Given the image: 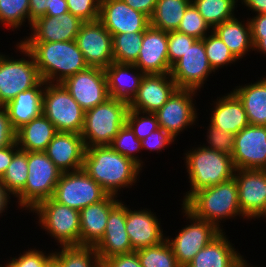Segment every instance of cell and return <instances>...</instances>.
Segmentation results:
<instances>
[{"instance_id":"obj_43","label":"cell","mask_w":266,"mask_h":267,"mask_svg":"<svg viewBox=\"0 0 266 267\" xmlns=\"http://www.w3.org/2000/svg\"><path fill=\"white\" fill-rule=\"evenodd\" d=\"M140 111L129 109L126 116V124L132 129L137 138L141 141L151 132L159 128L158 120L154 113H147V116L139 118Z\"/></svg>"},{"instance_id":"obj_27","label":"cell","mask_w":266,"mask_h":267,"mask_svg":"<svg viewBox=\"0 0 266 267\" xmlns=\"http://www.w3.org/2000/svg\"><path fill=\"white\" fill-rule=\"evenodd\" d=\"M132 69H135L136 71L139 70L134 64L117 62H113L110 66L104 69L108 92L111 98L120 99L130 103L136 96L141 80L145 74L141 71L138 74H130Z\"/></svg>"},{"instance_id":"obj_61","label":"cell","mask_w":266,"mask_h":267,"mask_svg":"<svg viewBox=\"0 0 266 267\" xmlns=\"http://www.w3.org/2000/svg\"><path fill=\"white\" fill-rule=\"evenodd\" d=\"M6 267H15L11 262H9Z\"/></svg>"},{"instance_id":"obj_6","label":"cell","mask_w":266,"mask_h":267,"mask_svg":"<svg viewBox=\"0 0 266 267\" xmlns=\"http://www.w3.org/2000/svg\"><path fill=\"white\" fill-rule=\"evenodd\" d=\"M27 163L26 185L17 197L20 206L32 210L41 201L53 197L62 171L45 152H27Z\"/></svg>"},{"instance_id":"obj_28","label":"cell","mask_w":266,"mask_h":267,"mask_svg":"<svg viewBox=\"0 0 266 267\" xmlns=\"http://www.w3.org/2000/svg\"><path fill=\"white\" fill-rule=\"evenodd\" d=\"M44 84L48 85L42 80L37 86L19 93L5 105L11 125L15 131L42 113L44 90L41 87Z\"/></svg>"},{"instance_id":"obj_10","label":"cell","mask_w":266,"mask_h":267,"mask_svg":"<svg viewBox=\"0 0 266 267\" xmlns=\"http://www.w3.org/2000/svg\"><path fill=\"white\" fill-rule=\"evenodd\" d=\"M18 48L32 61L7 59L0 54V105H6L16 95L37 86L42 81L31 53L21 43Z\"/></svg>"},{"instance_id":"obj_53","label":"cell","mask_w":266,"mask_h":267,"mask_svg":"<svg viewBox=\"0 0 266 267\" xmlns=\"http://www.w3.org/2000/svg\"><path fill=\"white\" fill-rule=\"evenodd\" d=\"M18 147L19 146L15 142L12 145H9V146H6L0 149V179L2 178L8 166L12 162L14 154L19 150Z\"/></svg>"},{"instance_id":"obj_12","label":"cell","mask_w":266,"mask_h":267,"mask_svg":"<svg viewBox=\"0 0 266 267\" xmlns=\"http://www.w3.org/2000/svg\"><path fill=\"white\" fill-rule=\"evenodd\" d=\"M75 41L89 67L105 69L114 62L112 35L99 20L83 22Z\"/></svg>"},{"instance_id":"obj_22","label":"cell","mask_w":266,"mask_h":267,"mask_svg":"<svg viewBox=\"0 0 266 267\" xmlns=\"http://www.w3.org/2000/svg\"><path fill=\"white\" fill-rule=\"evenodd\" d=\"M44 152L62 172L77 171L83 168L86 146L80 134L57 132Z\"/></svg>"},{"instance_id":"obj_16","label":"cell","mask_w":266,"mask_h":267,"mask_svg":"<svg viewBox=\"0 0 266 267\" xmlns=\"http://www.w3.org/2000/svg\"><path fill=\"white\" fill-rule=\"evenodd\" d=\"M99 21L111 35L144 32L150 26L145 14L123 0H101Z\"/></svg>"},{"instance_id":"obj_46","label":"cell","mask_w":266,"mask_h":267,"mask_svg":"<svg viewBox=\"0 0 266 267\" xmlns=\"http://www.w3.org/2000/svg\"><path fill=\"white\" fill-rule=\"evenodd\" d=\"M208 131L209 135L207 137L210 147L207 146L206 148L231 156L234 149L235 135L218 129L211 124Z\"/></svg>"},{"instance_id":"obj_7","label":"cell","mask_w":266,"mask_h":267,"mask_svg":"<svg viewBox=\"0 0 266 267\" xmlns=\"http://www.w3.org/2000/svg\"><path fill=\"white\" fill-rule=\"evenodd\" d=\"M43 91L42 113L53 123L57 132L80 134L85 111L62 83L50 84Z\"/></svg>"},{"instance_id":"obj_57","label":"cell","mask_w":266,"mask_h":267,"mask_svg":"<svg viewBox=\"0 0 266 267\" xmlns=\"http://www.w3.org/2000/svg\"><path fill=\"white\" fill-rule=\"evenodd\" d=\"M8 196H9V194L6 191L5 187L3 186V184L0 180V214L7 207V202H9Z\"/></svg>"},{"instance_id":"obj_14","label":"cell","mask_w":266,"mask_h":267,"mask_svg":"<svg viewBox=\"0 0 266 267\" xmlns=\"http://www.w3.org/2000/svg\"><path fill=\"white\" fill-rule=\"evenodd\" d=\"M231 157L236 170H266V126L250 124L237 133Z\"/></svg>"},{"instance_id":"obj_32","label":"cell","mask_w":266,"mask_h":267,"mask_svg":"<svg viewBox=\"0 0 266 267\" xmlns=\"http://www.w3.org/2000/svg\"><path fill=\"white\" fill-rule=\"evenodd\" d=\"M245 26L233 17L212 29L237 59L243 57L248 49H253L249 21Z\"/></svg>"},{"instance_id":"obj_37","label":"cell","mask_w":266,"mask_h":267,"mask_svg":"<svg viewBox=\"0 0 266 267\" xmlns=\"http://www.w3.org/2000/svg\"><path fill=\"white\" fill-rule=\"evenodd\" d=\"M27 177V152L19 149L0 180L9 194L12 193L17 196L24 189Z\"/></svg>"},{"instance_id":"obj_39","label":"cell","mask_w":266,"mask_h":267,"mask_svg":"<svg viewBox=\"0 0 266 267\" xmlns=\"http://www.w3.org/2000/svg\"><path fill=\"white\" fill-rule=\"evenodd\" d=\"M204 48L208 62L213 69H218L221 65H227L237 60L224 42L212 31L211 35L203 39Z\"/></svg>"},{"instance_id":"obj_18","label":"cell","mask_w":266,"mask_h":267,"mask_svg":"<svg viewBox=\"0 0 266 267\" xmlns=\"http://www.w3.org/2000/svg\"><path fill=\"white\" fill-rule=\"evenodd\" d=\"M177 89L170 73L145 74L136 96L129 103V109L140 111L143 114L155 113Z\"/></svg>"},{"instance_id":"obj_52","label":"cell","mask_w":266,"mask_h":267,"mask_svg":"<svg viewBox=\"0 0 266 267\" xmlns=\"http://www.w3.org/2000/svg\"><path fill=\"white\" fill-rule=\"evenodd\" d=\"M129 7L145 14L149 19L152 16L157 0H123Z\"/></svg>"},{"instance_id":"obj_11","label":"cell","mask_w":266,"mask_h":267,"mask_svg":"<svg viewBox=\"0 0 266 267\" xmlns=\"http://www.w3.org/2000/svg\"><path fill=\"white\" fill-rule=\"evenodd\" d=\"M183 209L193 223L184 227L172 241L166 238L181 267H185L201 249L222 232V229L214 224L194 216L184 205Z\"/></svg>"},{"instance_id":"obj_40","label":"cell","mask_w":266,"mask_h":267,"mask_svg":"<svg viewBox=\"0 0 266 267\" xmlns=\"http://www.w3.org/2000/svg\"><path fill=\"white\" fill-rule=\"evenodd\" d=\"M30 0H0V21L12 28L19 27L27 18L29 21Z\"/></svg>"},{"instance_id":"obj_23","label":"cell","mask_w":266,"mask_h":267,"mask_svg":"<svg viewBox=\"0 0 266 267\" xmlns=\"http://www.w3.org/2000/svg\"><path fill=\"white\" fill-rule=\"evenodd\" d=\"M82 21L70 12L43 16L31 24L34 34L22 42H65L76 40Z\"/></svg>"},{"instance_id":"obj_29","label":"cell","mask_w":266,"mask_h":267,"mask_svg":"<svg viewBox=\"0 0 266 267\" xmlns=\"http://www.w3.org/2000/svg\"><path fill=\"white\" fill-rule=\"evenodd\" d=\"M56 133L53 123L41 113L16 131V143L26 152H44Z\"/></svg>"},{"instance_id":"obj_47","label":"cell","mask_w":266,"mask_h":267,"mask_svg":"<svg viewBox=\"0 0 266 267\" xmlns=\"http://www.w3.org/2000/svg\"><path fill=\"white\" fill-rule=\"evenodd\" d=\"M53 257L44 255L42 251L29 250L21 255L18 259L13 258L10 261L15 267H44V265Z\"/></svg>"},{"instance_id":"obj_5","label":"cell","mask_w":266,"mask_h":267,"mask_svg":"<svg viewBox=\"0 0 266 267\" xmlns=\"http://www.w3.org/2000/svg\"><path fill=\"white\" fill-rule=\"evenodd\" d=\"M186 163L191 190L185 195L183 204L198 190L232 179L236 170L231 156L206 146L188 152Z\"/></svg>"},{"instance_id":"obj_20","label":"cell","mask_w":266,"mask_h":267,"mask_svg":"<svg viewBox=\"0 0 266 267\" xmlns=\"http://www.w3.org/2000/svg\"><path fill=\"white\" fill-rule=\"evenodd\" d=\"M134 65L144 74H169L168 32L149 26Z\"/></svg>"},{"instance_id":"obj_58","label":"cell","mask_w":266,"mask_h":267,"mask_svg":"<svg viewBox=\"0 0 266 267\" xmlns=\"http://www.w3.org/2000/svg\"><path fill=\"white\" fill-rule=\"evenodd\" d=\"M253 49H258L259 51L266 53V35L264 38H252Z\"/></svg>"},{"instance_id":"obj_48","label":"cell","mask_w":266,"mask_h":267,"mask_svg":"<svg viewBox=\"0 0 266 267\" xmlns=\"http://www.w3.org/2000/svg\"><path fill=\"white\" fill-rule=\"evenodd\" d=\"M174 137H172L167 131L163 130L161 127L151 132L150 135L145 137V139L141 140L142 148L152 150H162V148L166 147L167 144L170 145L174 141Z\"/></svg>"},{"instance_id":"obj_15","label":"cell","mask_w":266,"mask_h":267,"mask_svg":"<svg viewBox=\"0 0 266 267\" xmlns=\"http://www.w3.org/2000/svg\"><path fill=\"white\" fill-rule=\"evenodd\" d=\"M213 71L211 68L203 39H197L172 67L170 75L178 89L198 90L204 80Z\"/></svg>"},{"instance_id":"obj_25","label":"cell","mask_w":266,"mask_h":267,"mask_svg":"<svg viewBox=\"0 0 266 267\" xmlns=\"http://www.w3.org/2000/svg\"><path fill=\"white\" fill-rule=\"evenodd\" d=\"M126 232L133 251L164 241L158 219L147 210L131 211L126 207Z\"/></svg>"},{"instance_id":"obj_62","label":"cell","mask_w":266,"mask_h":267,"mask_svg":"<svg viewBox=\"0 0 266 267\" xmlns=\"http://www.w3.org/2000/svg\"><path fill=\"white\" fill-rule=\"evenodd\" d=\"M247 263L245 262L241 267H247L248 265H246ZM249 267V266H248Z\"/></svg>"},{"instance_id":"obj_33","label":"cell","mask_w":266,"mask_h":267,"mask_svg":"<svg viewBox=\"0 0 266 267\" xmlns=\"http://www.w3.org/2000/svg\"><path fill=\"white\" fill-rule=\"evenodd\" d=\"M191 0H157L150 26L162 31H177Z\"/></svg>"},{"instance_id":"obj_4","label":"cell","mask_w":266,"mask_h":267,"mask_svg":"<svg viewBox=\"0 0 266 267\" xmlns=\"http://www.w3.org/2000/svg\"><path fill=\"white\" fill-rule=\"evenodd\" d=\"M129 103L114 98L85 111L80 133L85 146L110 145L119 130L126 124ZM89 140V141H88Z\"/></svg>"},{"instance_id":"obj_19","label":"cell","mask_w":266,"mask_h":267,"mask_svg":"<svg viewBox=\"0 0 266 267\" xmlns=\"http://www.w3.org/2000/svg\"><path fill=\"white\" fill-rule=\"evenodd\" d=\"M234 178L238 186L242 216L257 217L266 204V170L238 169Z\"/></svg>"},{"instance_id":"obj_13","label":"cell","mask_w":266,"mask_h":267,"mask_svg":"<svg viewBox=\"0 0 266 267\" xmlns=\"http://www.w3.org/2000/svg\"><path fill=\"white\" fill-rule=\"evenodd\" d=\"M84 111L105 102L109 96L104 69L87 67L62 82Z\"/></svg>"},{"instance_id":"obj_9","label":"cell","mask_w":266,"mask_h":267,"mask_svg":"<svg viewBox=\"0 0 266 267\" xmlns=\"http://www.w3.org/2000/svg\"><path fill=\"white\" fill-rule=\"evenodd\" d=\"M109 194L84 169L62 172L53 199L80 211L88 205L104 200Z\"/></svg>"},{"instance_id":"obj_55","label":"cell","mask_w":266,"mask_h":267,"mask_svg":"<svg viewBox=\"0 0 266 267\" xmlns=\"http://www.w3.org/2000/svg\"><path fill=\"white\" fill-rule=\"evenodd\" d=\"M69 12L66 0H52L51 11H46L45 16L57 17Z\"/></svg>"},{"instance_id":"obj_50","label":"cell","mask_w":266,"mask_h":267,"mask_svg":"<svg viewBox=\"0 0 266 267\" xmlns=\"http://www.w3.org/2000/svg\"><path fill=\"white\" fill-rule=\"evenodd\" d=\"M101 267H142L137 253L122 254L113 256L101 261Z\"/></svg>"},{"instance_id":"obj_2","label":"cell","mask_w":266,"mask_h":267,"mask_svg":"<svg viewBox=\"0 0 266 267\" xmlns=\"http://www.w3.org/2000/svg\"><path fill=\"white\" fill-rule=\"evenodd\" d=\"M21 44L33 56L39 74L46 83H53L55 80L56 83H62L66 78L89 67L75 40Z\"/></svg>"},{"instance_id":"obj_45","label":"cell","mask_w":266,"mask_h":267,"mask_svg":"<svg viewBox=\"0 0 266 267\" xmlns=\"http://www.w3.org/2000/svg\"><path fill=\"white\" fill-rule=\"evenodd\" d=\"M69 12L82 22L99 20L101 0H66Z\"/></svg>"},{"instance_id":"obj_51","label":"cell","mask_w":266,"mask_h":267,"mask_svg":"<svg viewBox=\"0 0 266 267\" xmlns=\"http://www.w3.org/2000/svg\"><path fill=\"white\" fill-rule=\"evenodd\" d=\"M52 0H30L29 2V22L46 15V11H51Z\"/></svg>"},{"instance_id":"obj_59","label":"cell","mask_w":266,"mask_h":267,"mask_svg":"<svg viewBox=\"0 0 266 267\" xmlns=\"http://www.w3.org/2000/svg\"><path fill=\"white\" fill-rule=\"evenodd\" d=\"M44 267H59L57 260L52 257L45 265Z\"/></svg>"},{"instance_id":"obj_56","label":"cell","mask_w":266,"mask_h":267,"mask_svg":"<svg viewBox=\"0 0 266 267\" xmlns=\"http://www.w3.org/2000/svg\"><path fill=\"white\" fill-rule=\"evenodd\" d=\"M243 2L257 14H266V0H243Z\"/></svg>"},{"instance_id":"obj_3","label":"cell","mask_w":266,"mask_h":267,"mask_svg":"<svg viewBox=\"0 0 266 267\" xmlns=\"http://www.w3.org/2000/svg\"><path fill=\"white\" fill-rule=\"evenodd\" d=\"M194 216L218 225L222 218L242 215L235 178L195 192L184 204Z\"/></svg>"},{"instance_id":"obj_17","label":"cell","mask_w":266,"mask_h":267,"mask_svg":"<svg viewBox=\"0 0 266 267\" xmlns=\"http://www.w3.org/2000/svg\"><path fill=\"white\" fill-rule=\"evenodd\" d=\"M195 90L177 89L167 102L154 114L159 127L167 131L172 137H176L183 128L193 124L196 109L192 103Z\"/></svg>"},{"instance_id":"obj_30","label":"cell","mask_w":266,"mask_h":267,"mask_svg":"<svg viewBox=\"0 0 266 267\" xmlns=\"http://www.w3.org/2000/svg\"><path fill=\"white\" fill-rule=\"evenodd\" d=\"M212 113L211 125L236 135L249 126V121L242 102L232 92L220 98Z\"/></svg>"},{"instance_id":"obj_36","label":"cell","mask_w":266,"mask_h":267,"mask_svg":"<svg viewBox=\"0 0 266 267\" xmlns=\"http://www.w3.org/2000/svg\"><path fill=\"white\" fill-rule=\"evenodd\" d=\"M143 35L144 32L112 35L114 62L134 64L142 47Z\"/></svg>"},{"instance_id":"obj_44","label":"cell","mask_w":266,"mask_h":267,"mask_svg":"<svg viewBox=\"0 0 266 267\" xmlns=\"http://www.w3.org/2000/svg\"><path fill=\"white\" fill-rule=\"evenodd\" d=\"M197 39L178 31L168 32V59L172 67Z\"/></svg>"},{"instance_id":"obj_54","label":"cell","mask_w":266,"mask_h":267,"mask_svg":"<svg viewBox=\"0 0 266 267\" xmlns=\"http://www.w3.org/2000/svg\"><path fill=\"white\" fill-rule=\"evenodd\" d=\"M249 23L251 38H264L266 35V14H257Z\"/></svg>"},{"instance_id":"obj_26","label":"cell","mask_w":266,"mask_h":267,"mask_svg":"<svg viewBox=\"0 0 266 267\" xmlns=\"http://www.w3.org/2000/svg\"><path fill=\"white\" fill-rule=\"evenodd\" d=\"M245 263L221 232L201 249L185 267H241Z\"/></svg>"},{"instance_id":"obj_38","label":"cell","mask_w":266,"mask_h":267,"mask_svg":"<svg viewBox=\"0 0 266 267\" xmlns=\"http://www.w3.org/2000/svg\"><path fill=\"white\" fill-rule=\"evenodd\" d=\"M135 252L142 267H181L177 263L176 257L166 238L157 245L149 246Z\"/></svg>"},{"instance_id":"obj_21","label":"cell","mask_w":266,"mask_h":267,"mask_svg":"<svg viewBox=\"0 0 266 267\" xmlns=\"http://www.w3.org/2000/svg\"><path fill=\"white\" fill-rule=\"evenodd\" d=\"M125 223L126 206L120 201L109 213L104 236L94 246L101 261L134 252Z\"/></svg>"},{"instance_id":"obj_35","label":"cell","mask_w":266,"mask_h":267,"mask_svg":"<svg viewBox=\"0 0 266 267\" xmlns=\"http://www.w3.org/2000/svg\"><path fill=\"white\" fill-rule=\"evenodd\" d=\"M191 3L212 29L234 17L235 0H191Z\"/></svg>"},{"instance_id":"obj_1","label":"cell","mask_w":266,"mask_h":267,"mask_svg":"<svg viewBox=\"0 0 266 267\" xmlns=\"http://www.w3.org/2000/svg\"><path fill=\"white\" fill-rule=\"evenodd\" d=\"M82 169L109 195L114 196L119 188L132 186L141 170L136 162L110 145L86 147Z\"/></svg>"},{"instance_id":"obj_34","label":"cell","mask_w":266,"mask_h":267,"mask_svg":"<svg viewBox=\"0 0 266 267\" xmlns=\"http://www.w3.org/2000/svg\"><path fill=\"white\" fill-rule=\"evenodd\" d=\"M52 254L59 267H101V260L94 246H67Z\"/></svg>"},{"instance_id":"obj_41","label":"cell","mask_w":266,"mask_h":267,"mask_svg":"<svg viewBox=\"0 0 266 267\" xmlns=\"http://www.w3.org/2000/svg\"><path fill=\"white\" fill-rule=\"evenodd\" d=\"M110 146L121 155L130 158L142 167L140 159H137L138 157L134 156V153L142 148L141 141L127 124L119 130L118 134L113 138Z\"/></svg>"},{"instance_id":"obj_24","label":"cell","mask_w":266,"mask_h":267,"mask_svg":"<svg viewBox=\"0 0 266 267\" xmlns=\"http://www.w3.org/2000/svg\"><path fill=\"white\" fill-rule=\"evenodd\" d=\"M117 196L108 195L79 211L80 246H95L104 236L110 211L119 203Z\"/></svg>"},{"instance_id":"obj_8","label":"cell","mask_w":266,"mask_h":267,"mask_svg":"<svg viewBox=\"0 0 266 267\" xmlns=\"http://www.w3.org/2000/svg\"><path fill=\"white\" fill-rule=\"evenodd\" d=\"M32 210L39 215V222L62 247L80 246L79 211L60 204L52 197L41 201Z\"/></svg>"},{"instance_id":"obj_60","label":"cell","mask_w":266,"mask_h":267,"mask_svg":"<svg viewBox=\"0 0 266 267\" xmlns=\"http://www.w3.org/2000/svg\"><path fill=\"white\" fill-rule=\"evenodd\" d=\"M265 215H266V204H265L263 210L261 211V213L257 217L265 216Z\"/></svg>"},{"instance_id":"obj_31","label":"cell","mask_w":266,"mask_h":267,"mask_svg":"<svg viewBox=\"0 0 266 267\" xmlns=\"http://www.w3.org/2000/svg\"><path fill=\"white\" fill-rule=\"evenodd\" d=\"M233 93L242 102L249 124L266 126V78L234 89Z\"/></svg>"},{"instance_id":"obj_42","label":"cell","mask_w":266,"mask_h":267,"mask_svg":"<svg viewBox=\"0 0 266 267\" xmlns=\"http://www.w3.org/2000/svg\"><path fill=\"white\" fill-rule=\"evenodd\" d=\"M209 28L211 27L191 3L185 10L177 31L196 39H204L207 36L205 33Z\"/></svg>"},{"instance_id":"obj_49","label":"cell","mask_w":266,"mask_h":267,"mask_svg":"<svg viewBox=\"0 0 266 267\" xmlns=\"http://www.w3.org/2000/svg\"><path fill=\"white\" fill-rule=\"evenodd\" d=\"M16 142V131L13 129L5 105H0V149Z\"/></svg>"}]
</instances>
